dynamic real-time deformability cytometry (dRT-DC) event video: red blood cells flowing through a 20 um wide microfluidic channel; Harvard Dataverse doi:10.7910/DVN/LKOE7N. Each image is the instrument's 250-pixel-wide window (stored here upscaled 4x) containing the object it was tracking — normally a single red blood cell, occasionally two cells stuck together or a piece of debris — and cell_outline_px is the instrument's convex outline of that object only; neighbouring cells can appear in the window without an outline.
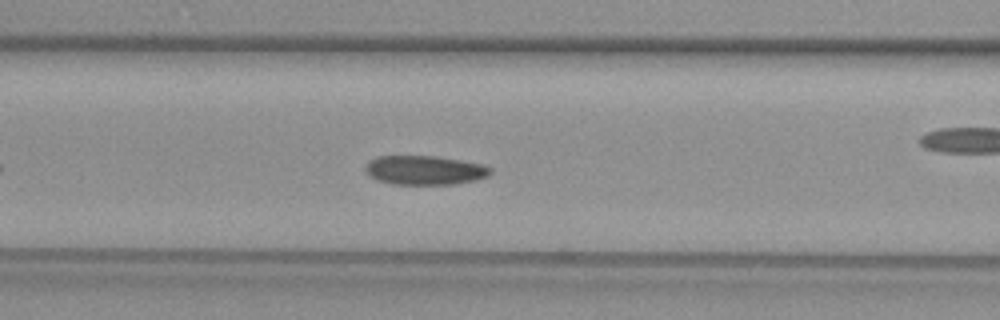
{"species": "common noctule bat (a hibernating species)", "species_latin": "Nyctalus noctula", "temperature_condition": "warm", "stored_images_in_passage": 26, "camera_frame_rate_fps": 3000, "um_per_image_px": 0.085, "animal": {"sex": "female", "body_mass_g": 29.2, "forearm_length_mm": 56.3}, "frame": {"image": 1, "passage_image": 8, "time_ms": 2.333, "image_size_px": [1000, 320], "cell_outline_px": [[492, 172], [488, 176], [476, 180], [452, 184], [392, 184], [376, 180], [368, 176], [364, 168], [368, 160], [376, 156], [436, 156], [484, 164], [492, 168]], "centroid_in_image_um": [36.07, 14.46], "position_along_channel_um": 130.5, "area_um2": 21.5}}
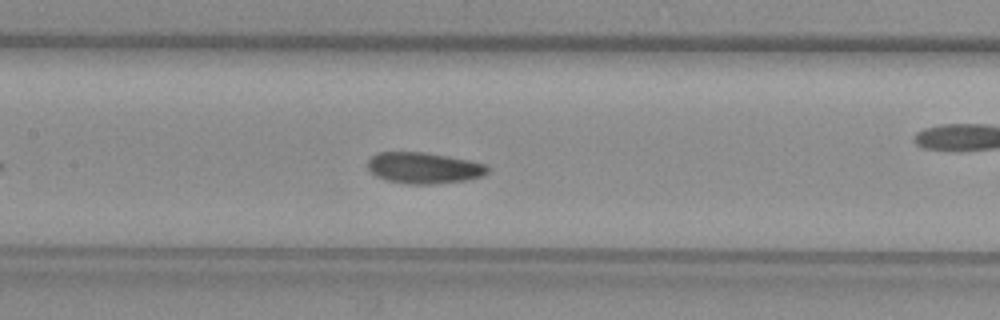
{"frame": {"image": 2, "passage_image": 11, "time_ms": 3.333, "image_size_px": [1000, 320], "cell_outline_px": [[488, 172], [484, 176], [468, 180], [432, 184], [408, 184], [384, 180], [376, 176], [368, 168], [368, 160], [372, 156], [380, 152], [424, 152], [448, 156], [488, 164]], "centroid_in_image_um": [36.05, 14.28], "position_along_channel_um": 171.3, "area_um2": 21.91}}